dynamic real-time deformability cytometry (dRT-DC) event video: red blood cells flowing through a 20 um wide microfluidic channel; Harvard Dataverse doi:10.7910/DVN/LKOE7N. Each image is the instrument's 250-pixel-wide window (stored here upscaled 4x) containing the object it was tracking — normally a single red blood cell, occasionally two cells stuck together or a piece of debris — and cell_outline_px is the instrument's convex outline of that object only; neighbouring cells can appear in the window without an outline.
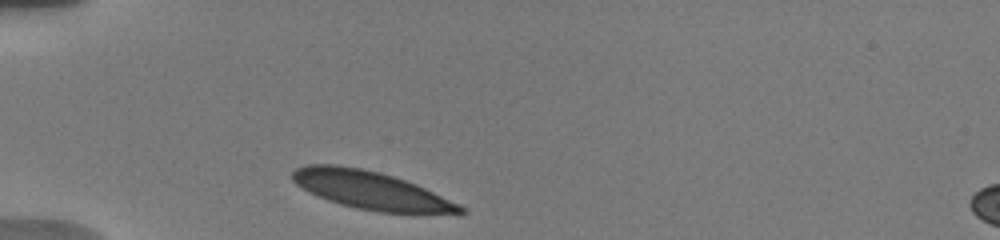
{"species": "human", "species_latin": "Homo sapiens", "temperature_condition": "warm", "stored_images_in_passage": 23, "camera_frame_rate_fps": 3000, "um_per_image_px": 0.085, "donor": {"sex": "male"}, "frame": {"image": 1, "passage_image": 1, "time_ms": 0.0, "image_size_px": [1000, 240], "cell_outline_px": [[468, 212], [460, 216], [416, 216], [380, 212], [356, 208], [340, 204], [316, 196], [308, 192], [296, 184], [292, 180], [292, 172], [296, 168], [304, 164], [336, 164], [360, 168], [380, 172], [416, 184], [460, 204]], "centroid_in_image_um": [31.68, 16.24], "position_along_channel_um": 53.3, "area_um2": 38.61}}
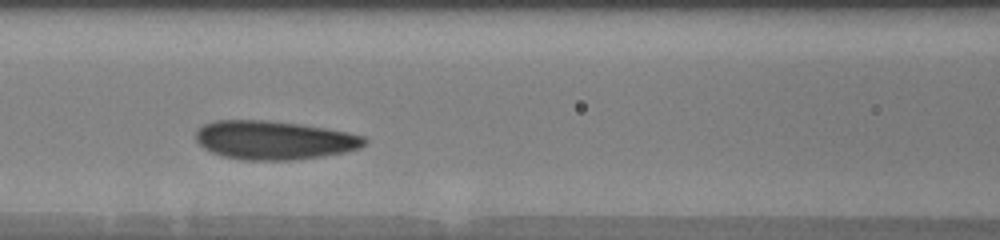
{"frame": {"image": 2, "passage_image": 6, "time_ms": 3.0, "image_size_px": [1000, 240], "cell_outline_px": [[368, 140], [360, 148], [344, 152], [324, 156], [292, 160], [240, 160], [224, 156], [212, 152], [204, 148], [196, 140], [196, 132], [204, 124], [216, 120], [268, 120], [300, 124], [348, 132], [364, 136]], "centroid_in_image_um": [23.31, 11.91], "position_along_channel_um": 143.3, "area_um2": 38.03}}
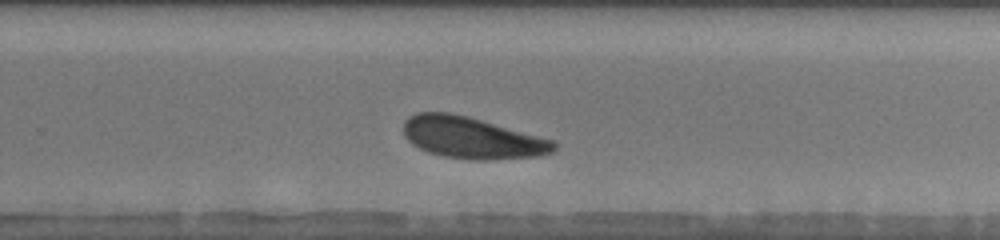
{"frame": {"image": 3, "passage_image": 12, "time_ms": 7.0, "image_size_px": [1000, 240], "cell_outline_px": [[556, 148], [552, 152], [540, 156], [492, 160], [472, 160], [444, 156], [428, 152], [412, 144], [404, 136], [404, 120], [408, 116], [416, 112], [448, 112], [468, 116], [552, 140], [556, 144]], "centroid_in_image_um": [40.08, 11.71], "position_along_channel_um": 289.7, "area_um2": 36.41}, "authors_computed_cell_mechanics": {"area_um2": 36.992, "velocity_mm_per_s": 3.6716, "shape_relaxation_time_tau1_ms": 1.1462, "shape_relaxation_time_tau2_ms": null, "deformation_change_tau1": 0.0668, "deformation_change_tau2": null}}